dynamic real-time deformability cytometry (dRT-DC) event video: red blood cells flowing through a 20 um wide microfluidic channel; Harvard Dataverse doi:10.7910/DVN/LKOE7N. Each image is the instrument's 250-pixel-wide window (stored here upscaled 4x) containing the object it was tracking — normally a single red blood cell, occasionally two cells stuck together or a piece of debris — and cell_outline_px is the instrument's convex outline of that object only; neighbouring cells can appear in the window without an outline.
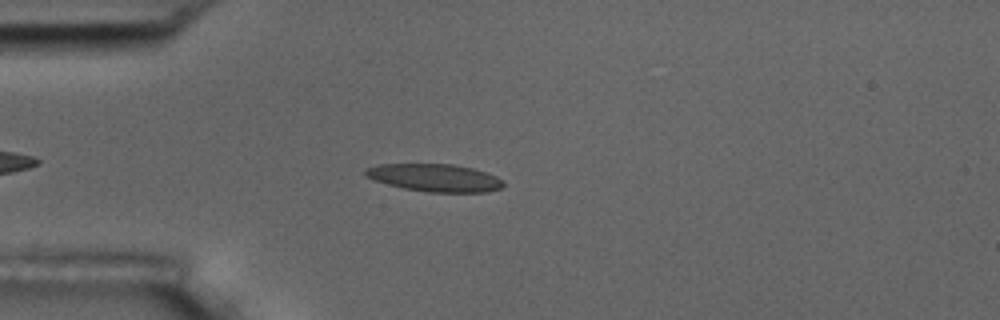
{"species": "common noctule bat (a hibernating species)", "species_latin": "Nyctalus noctula", "temperature_condition": "room temperature", "stored_images_in_passage": 48, "camera_frame_rate_fps": 3000, "um_per_image_px": 0.085, "animal": {"sex": "male", "body_mass_g": 17.5, "forearm_length_mm": 52.3}, "frame": {"image": 1, "passage_image": 8, "time_ms": 2.333, "image_size_px": [1000, 320], "cell_outline_px": [[504, 184], [500, 188], [488, 192], [432, 192], [404, 188], [388, 184], [376, 180], [368, 176], [364, 172], [364, 168], [376, 164], [452, 164], [472, 168], [496, 176], [504, 180]], "centroid_in_image_um": [36.97, 15.1], "position_along_channel_um": 48.0, "area_um2": 22.02}}
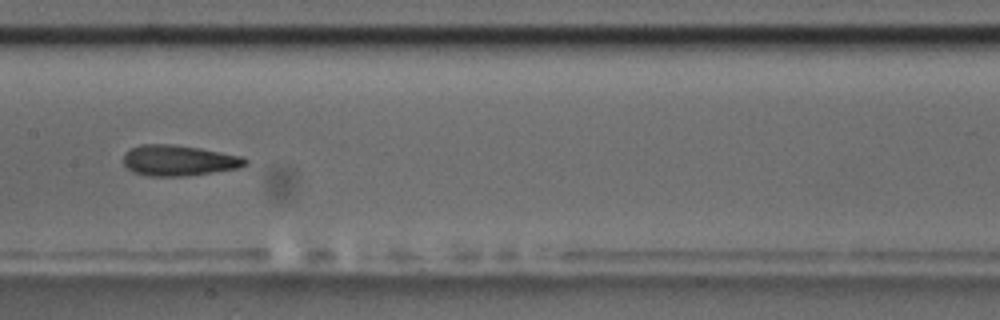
{"frame": {"image": 2, "passage_image": 21, "time_ms": 6.667, "image_size_px": [1000, 320], "cell_outline_px": [[248, 164], [240, 168], [184, 176], [148, 176], [132, 172], [124, 164], [124, 152], [140, 144], [172, 144], [200, 148], [244, 156], [248, 160]], "centroid_in_image_um": [15.22, 13.63], "position_along_channel_um": 192.2, "area_um2": 21.96}}
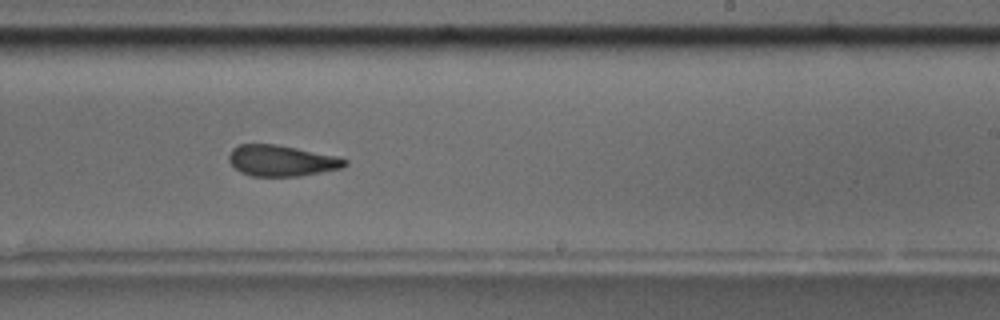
{"frame": {"image": 3, "passage_image": 27, "time_ms": 8.667, "image_size_px": [1000, 320], "cell_outline_px": [[348, 164], [340, 168], [300, 176], [252, 176], [240, 172], [228, 160], [228, 156], [232, 148], [240, 144], [276, 144], [336, 156], [348, 160]], "centroid_in_image_um": [23.9, 13.65], "position_along_channel_um": 265.1, "area_um2": 20.81}, "authors_computed_cell_mechanics": {"area_um2": 21.9351, "velocity_mm_per_s": 3.6568, "shape_relaxation_time_tau1_ms": 6.7782, "shape_relaxation_time_tau2_ms": 1.2775, "deformation_change_tau1": 0.1915, "deformation_change_tau2": 0.0965}}